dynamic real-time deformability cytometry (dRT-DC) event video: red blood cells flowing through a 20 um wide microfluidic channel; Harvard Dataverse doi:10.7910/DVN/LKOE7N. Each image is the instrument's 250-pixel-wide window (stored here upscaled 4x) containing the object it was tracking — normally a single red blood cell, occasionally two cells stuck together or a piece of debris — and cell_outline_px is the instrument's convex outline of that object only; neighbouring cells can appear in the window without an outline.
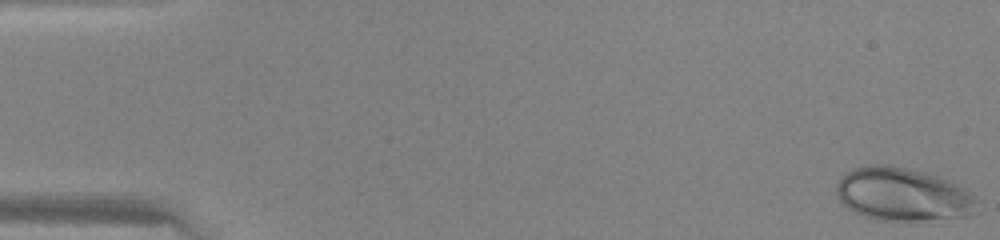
{"species": "human", "species_latin": "Homo sapiens", "temperature_condition": "warm", "stored_images_in_passage": 14, "camera_frame_rate_fps": 3000, "um_per_image_px": 0.085, "donor": {"sex": "female"}, "frame": {"image": 1, "passage_image": 1, "time_ms": 0.0, "image_size_px": [1000, 240], "cell_outline_px": [[976, 200], [972, 212], [968, 216], [916, 224], [912, 224], [876, 220], [852, 212], [840, 200], [836, 192], [836, 184], [852, 168], [868, 164], [888, 164], [924, 172], [948, 180], [964, 188], [976, 196]], "centroid_in_image_um": [76.73, 16.58], "position_along_channel_um": 8.3, "area_um2": 44.62}}